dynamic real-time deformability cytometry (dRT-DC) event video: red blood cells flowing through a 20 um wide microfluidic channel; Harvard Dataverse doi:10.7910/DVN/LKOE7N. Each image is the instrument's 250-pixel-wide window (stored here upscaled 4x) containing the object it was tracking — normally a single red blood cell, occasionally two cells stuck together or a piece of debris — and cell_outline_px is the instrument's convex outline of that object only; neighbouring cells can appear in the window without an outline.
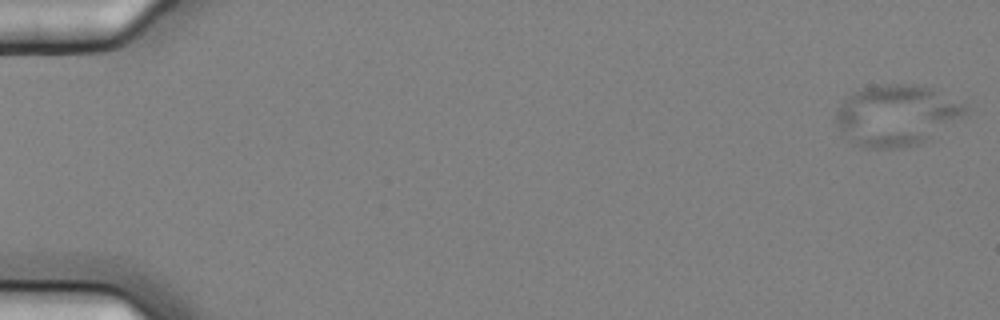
{"species": "common noctule bat (a hibernating species)", "species_latin": "Nyctalus noctula", "temperature_condition": "cold", "stored_images_in_passage": 7, "camera_frame_rate_fps": 3000, "um_per_image_px": 0.085, "animal": {"sex": "female", "body_mass_g": 25.1}, "frame": {"image": 1, "passage_image": 7, "time_ms": 2.0, "image_size_px": [1000, 320], "cell_outline_px": [[968, 116], [920, 144], [892, 148], [868, 148], [852, 144], [848, 140], [836, 120], [836, 108], [840, 100], [852, 92], [860, 88], [884, 84], [912, 84], [932, 88], [964, 104], [968, 108]], "centroid_in_image_um": [76.21, 9.79], "position_along_channel_um": 8.8, "area_um2": 46.41}}